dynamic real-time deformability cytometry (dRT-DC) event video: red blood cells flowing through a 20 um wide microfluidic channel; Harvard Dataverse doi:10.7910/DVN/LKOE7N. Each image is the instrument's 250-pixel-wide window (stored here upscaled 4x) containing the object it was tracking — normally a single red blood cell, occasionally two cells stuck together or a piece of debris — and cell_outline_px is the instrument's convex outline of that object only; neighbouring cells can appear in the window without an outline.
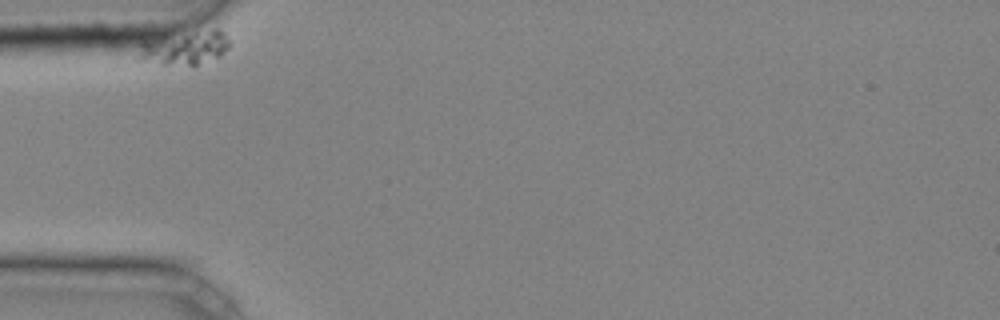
{"species": "common noctule bat (a hibernating species)", "species_latin": "Nyctalus noctula", "temperature_condition": "cold", "stored_images_in_passage": 33, "camera_frame_rate_fps": 3000, "um_per_image_px": 0.085, "animal": {"sex": "male", "body_mass_g": 20.4}, "frame": {"image": 1, "passage_image": 1, "time_ms": 0.0, "image_size_px": [1000, 320], "cell_outline_px": [[228, 48], [220, 56], [192, 68], [160, 64], [136, 60], [140, 44], [144, 40], [216, 28], [224, 32], [228, 40]], "centroid_in_image_um": [15.67, 4.12], "position_along_channel_um": 69.3, "area_um2": 18.38}}
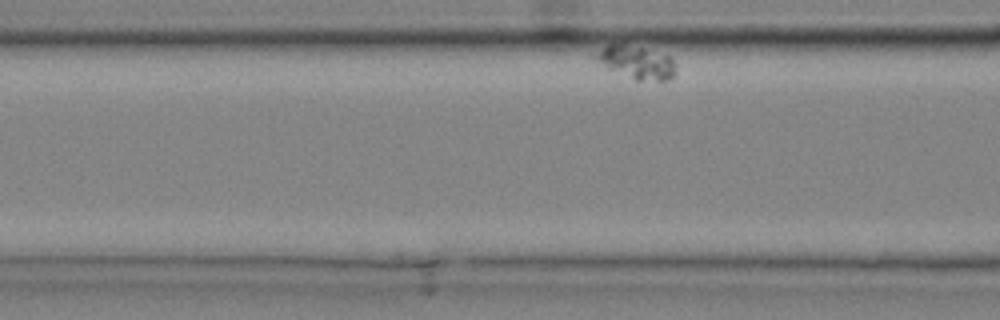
{"frame": {"image": 2, "passage_image": 7, "time_ms": 2.0, "image_size_px": [1000, 320], "cell_outline_px": [[676, 76], [668, 80], [636, 80], [608, 68], [596, 56], [608, 44], [620, 44], [640, 48], [668, 56], [672, 60], [676, 72]], "centroid_in_image_um": [54.18, 5.33], "position_along_channel_um": 112.4, "area_um2": 14.45}}
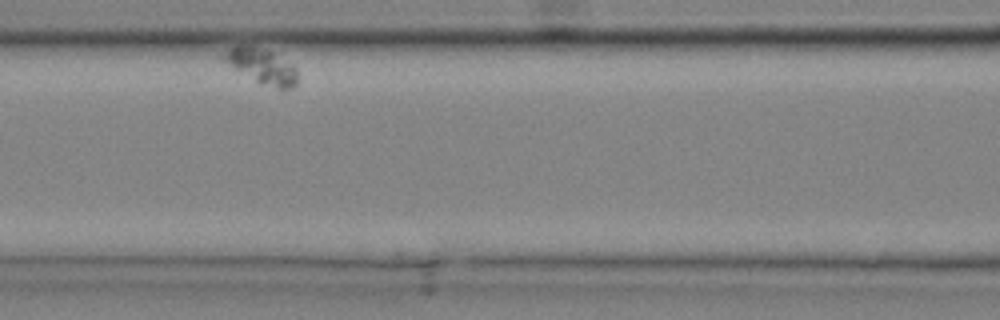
{"frame": {"image": 3, "passage_image": 11, "time_ms": 3.333, "image_size_px": [1000, 320], "cell_outline_px": [[296, 84], [292, 88], [280, 88], [260, 84], [232, 68], [220, 56], [232, 48], [240, 44], [272, 52], [292, 64], [296, 68]], "centroid_in_image_um": [22.24, 5.64], "position_along_channel_um": 144.4, "area_um2": 14.74}}